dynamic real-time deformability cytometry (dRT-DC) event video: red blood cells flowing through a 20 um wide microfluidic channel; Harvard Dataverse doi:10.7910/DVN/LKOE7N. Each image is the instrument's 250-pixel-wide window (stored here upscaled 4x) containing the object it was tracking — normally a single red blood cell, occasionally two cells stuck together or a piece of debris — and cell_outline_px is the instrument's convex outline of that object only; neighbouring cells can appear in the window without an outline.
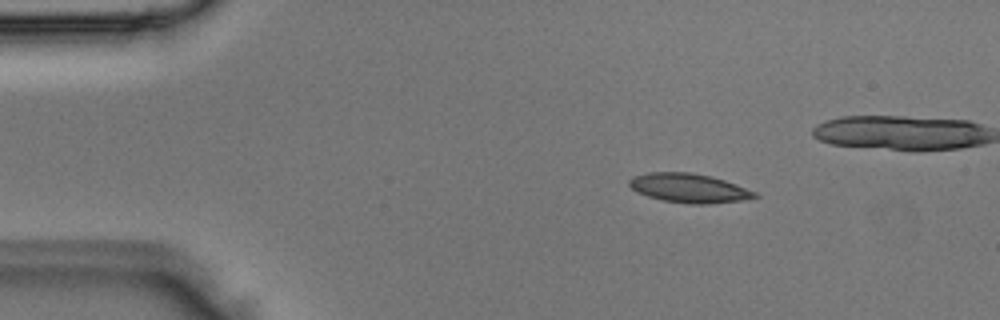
{"species": "Egyptian fruit bat (a non-hibernating species)", "species_latin": "Rousettus aegyptiacus", "temperature_condition": "room temperature", "stored_images_in_passage": 4, "camera_frame_rate_fps": 3000, "um_per_image_px": 0.085, "animal": {"sex": "male"}, "frame": {"image": 1, "passage_image": 1, "time_ms": 0.0, "image_size_px": [1000, 320], "cell_outline_px": [[760, 196], [740, 200], [708, 204], [688, 204], [664, 200], [648, 196], [632, 188], [628, 184], [628, 180], [632, 176], [648, 172], [692, 172], [712, 176], [724, 180], [756, 192]], "centroid_in_image_um": [58.55, 15.97], "position_along_channel_um": 26.5, "area_um2": 21.15}}